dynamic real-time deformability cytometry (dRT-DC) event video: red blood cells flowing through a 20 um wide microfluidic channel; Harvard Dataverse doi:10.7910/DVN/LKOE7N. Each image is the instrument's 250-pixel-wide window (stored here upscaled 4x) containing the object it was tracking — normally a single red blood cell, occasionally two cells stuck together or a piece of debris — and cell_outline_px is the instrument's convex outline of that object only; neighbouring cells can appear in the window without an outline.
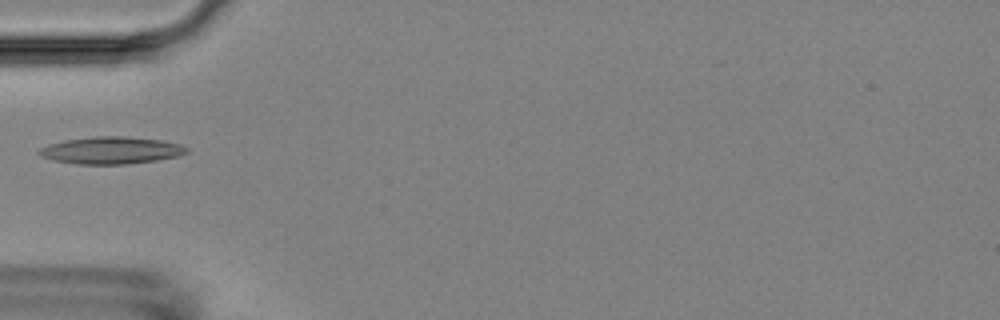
{"species": "Egyptian fruit bat (a non-hibernating species)", "species_latin": "Rousettus aegyptiacus", "temperature_condition": "room temperature", "stored_images_in_passage": 5, "camera_frame_rate_fps": 3000, "um_per_image_px": 0.085, "animal": {"sex": "female"}, "frame": {"image": 1, "passage_image": 5, "time_ms": 5.0, "image_size_px": [1000, 320], "cell_outline_px": [[188, 152], [176, 156], [156, 160], [124, 164], [76, 164], [52, 160], [40, 156], [36, 152], [40, 148], [48, 144], [64, 140], [96, 136], [124, 136], [160, 140], [180, 144], [188, 148]], "centroid_in_image_um": [9.39, 12.78], "position_along_channel_um": 75.6, "area_um2": 23.29}}